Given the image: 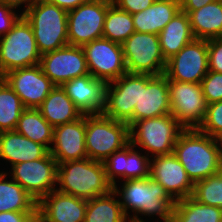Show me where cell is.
I'll use <instances>...</instances> for the list:
<instances>
[{"instance_id": "6da1fadb", "label": "cell", "mask_w": 222, "mask_h": 222, "mask_svg": "<svg viewBox=\"0 0 222 222\" xmlns=\"http://www.w3.org/2000/svg\"><path fill=\"white\" fill-rule=\"evenodd\" d=\"M173 154L193 183L222 170V151L218 140L197 128L184 129L180 133Z\"/></svg>"}, {"instance_id": "7a4b0ae2", "label": "cell", "mask_w": 222, "mask_h": 222, "mask_svg": "<svg viewBox=\"0 0 222 222\" xmlns=\"http://www.w3.org/2000/svg\"><path fill=\"white\" fill-rule=\"evenodd\" d=\"M122 190V191H121ZM113 191L120 195L122 210L127 218L129 209L134 212L130 222H145L138 214L159 216L164 222H171L175 200L168 192L150 176L146 178L124 180L121 189L113 186ZM136 213V214H135Z\"/></svg>"}, {"instance_id": "3957f363", "label": "cell", "mask_w": 222, "mask_h": 222, "mask_svg": "<svg viewBox=\"0 0 222 222\" xmlns=\"http://www.w3.org/2000/svg\"><path fill=\"white\" fill-rule=\"evenodd\" d=\"M57 191L86 200L106 195L113 190L108 181L103 162L90 158L59 163Z\"/></svg>"}, {"instance_id": "277c9868", "label": "cell", "mask_w": 222, "mask_h": 222, "mask_svg": "<svg viewBox=\"0 0 222 222\" xmlns=\"http://www.w3.org/2000/svg\"><path fill=\"white\" fill-rule=\"evenodd\" d=\"M30 23L41 55L69 44L68 12L47 0L34 2L23 14Z\"/></svg>"}, {"instance_id": "5b68a950", "label": "cell", "mask_w": 222, "mask_h": 222, "mask_svg": "<svg viewBox=\"0 0 222 222\" xmlns=\"http://www.w3.org/2000/svg\"><path fill=\"white\" fill-rule=\"evenodd\" d=\"M127 123L102 114L86 115L85 143L87 157L103 162L130 142Z\"/></svg>"}, {"instance_id": "8992f818", "label": "cell", "mask_w": 222, "mask_h": 222, "mask_svg": "<svg viewBox=\"0 0 222 222\" xmlns=\"http://www.w3.org/2000/svg\"><path fill=\"white\" fill-rule=\"evenodd\" d=\"M40 58L33 29L22 15L12 29L0 37V78L12 70L38 65Z\"/></svg>"}, {"instance_id": "52a82bcc", "label": "cell", "mask_w": 222, "mask_h": 222, "mask_svg": "<svg viewBox=\"0 0 222 222\" xmlns=\"http://www.w3.org/2000/svg\"><path fill=\"white\" fill-rule=\"evenodd\" d=\"M129 129L130 143L135 148L138 145L143 147L153 157L172 154L175 143L185 128L171 114H166L135 121Z\"/></svg>"}, {"instance_id": "ba28073f", "label": "cell", "mask_w": 222, "mask_h": 222, "mask_svg": "<svg viewBox=\"0 0 222 222\" xmlns=\"http://www.w3.org/2000/svg\"><path fill=\"white\" fill-rule=\"evenodd\" d=\"M122 48L127 72L153 76L164 74L167 61L158 35L134 32L122 43Z\"/></svg>"}, {"instance_id": "9c48e42d", "label": "cell", "mask_w": 222, "mask_h": 222, "mask_svg": "<svg viewBox=\"0 0 222 222\" xmlns=\"http://www.w3.org/2000/svg\"><path fill=\"white\" fill-rule=\"evenodd\" d=\"M112 0H89L68 11L67 32L69 45L83 47L101 38L107 9Z\"/></svg>"}, {"instance_id": "30bf717a", "label": "cell", "mask_w": 222, "mask_h": 222, "mask_svg": "<svg viewBox=\"0 0 222 222\" xmlns=\"http://www.w3.org/2000/svg\"><path fill=\"white\" fill-rule=\"evenodd\" d=\"M171 115L185 128H198L205 117L207 102L199 83L168 79Z\"/></svg>"}, {"instance_id": "8fae6325", "label": "cell", "mask_w": 222, "mask_h": 222, "mask_svg": "<svg viewBox=\"0 0 222 222\" xmlns=\"http://www.w3.org/2000/svg\"><path fill=\"white\" fill-rule=\"evenodd\" d=\"M82 48L89 74L94 78L109 83L127 72L122 44L101 37Z\"/></svg>"}, {"instance_id": "7c38bea8", "label": "cell", "mask_w": 222, "mask_h": 222, "mask_svg": "<svg viewBox=\"0 0 222 222\" xmlns=\"http://www.w3.org/2000/svg\"><path fill=\"white\" fill-rule=\"evenodd\" d=\"M57 161L50 152L43 158L12 166L13 180L19 183L37 202L55 190Z\"/></svg>"}, {"instance_id": "4fadbf2b", "label": "cell", "mask_w": 222, "mask_h": 222, "mask_svg": "<svg viewBox=\"0 0 222 222\" xmlns=\"http://www.w3.org/2000/svg\"><path fill=\"white\" fill-rule=\"evenodd\" d=\"M208 71L207 40L194 39L167 60L164 75L170 80L200 84Z\"/></svg>"}, {"instance_id": "5bb4252c", "label": "cell", "mask_w": 222, "mask_h": 222, "mask_svg": "<svg viewBox=\"0 0 222 222\" xmlns=\"http://www.w3.org/2000/svg\"><path fill=\"white\" fill-rule=\"evenodd\" d=\"M140 96V74L126 72L109 82L106 89V108L103 114L113 120L133 124V110Z\"/></svg>"}, {"instance_id": "9a60e30c", "label": "cell", "mask_w": 222, "mask_h": 222, "mask_svg": "<svg viewBox=\"0 0 222 222\" xmlns=\"http://www.w3.org/2000/svg\"><path fill=\"white\" fill-rule=\"evenodd\" d=\"M39 65L43 73L56 85L89 74L82 47L66 45L41 55Z\"/></svg>"}, {"instance_id": "2e32d148", "label": "cell", "mask_w": 222, "mask_h": 222, "mask_svg": "<svg viewBox=\"0 0 222 222\" xmlns=\"http://www.w3.org/2000/svg\"><path fill=\"white\" fill-rule=\"evenodd\" d=\"M2 78L20 97L25 108H38L56 86L39 64L12 70Z\"/></svg>"}, {"instance_id": "e0dca14e", "label": "cell", "mask_w": 222, "mask_h": 222, "mask_svg": "<svg viewBox=\"0 0 222 222\" xmlns=\"http://www.w3.org/2000/svg\"><path fill=\"white\" fill-rule=\"evenodd\" d=\"M166 114H171L167 77L140 74V96L133 110V123Z\"/></svg>"}, {"instance_id": "ac0fdd59", "label": "cell", "mask_w": 222, "mask_h": 222, "mask_svg": "<svg viewBox=\"0 0 222 222\" xmlns=\"http://www.w3.org/2000/svg\"><path fill=\"white\" fill-rule=\"evenodd\" d=\"M150 177L175 201L192 196L194 183L173 153L154 156L150 161Z\"/></svg>"}, {"instance_id": "d6986e66", "label": "cell", "mask_w": 222, "mask_h": 222, "mask_svg": "<svg viewBox=\"0 0 222 222\" xmlns=\"http://www.w3.org/2000/svg\"><path fill=\"white\" fill-rule=\"evenodd\" d=\"M107 84L87 74L71 79L61 87L82 115H90L102 114L105 110Z\"/></svg>"}, {"instance_id": "ffe728a7", "label": "cell", "mask_w": 222, "mask_h": 222, "mask_svg": "<svg viewBox=\"0 0 222 222\" xmlns=\"http://www.w3.org/2000/svg\"><path fill=\"white\" fill-rule=\"evenodd\" d=\"M85 131L86 115L76 121L54 127L50 154L58 164L87 158Z\"/></svg>"}, {"instance_id": "44dd1931", "label": "cell", "mask_w": 222, "mask_h": 222, "mask_svg": "<svg viewBox=\"0 0 222 222\" xmlns=\"http://www.w3.org/2000/svg\"><path fill=\"white\" fill-rule=\"evenodd\" d=\"M87 200L56 189L37 204L39 222H84Z\"/></svg>"}, {"instance_id": "7402d4cb", "label": "cell", "mask_w": 222, "mask_h": 222, "mask_svg": "<svg viewBox=\"0 0 222 222\" xmlns=\"http://www.w3.org/2000/svg\"><path fill=\"white\" fill-rule=\"evenodd\" d=\"M129 142L121 150L114 152L104 161L108 181L114 186L115 178L120 176L123 180H134L150 176L149 155H141Z\"/></svg>"}, {"instance_id": "603a6c76", "label": "cell", "mask_w": 222, "mask_h": 222, "mask_svg": "<svg viewBox=\"0 0 222 222\" xmlns=\"http://www.w3.org/2000/svg\"><path fill=\"white\" fill-rule=\"evenodd\" d=\"M50 150L39 143L13 131L0 132V158L11 166L45 157Z\"/></svg>"}, {"instance_id": "cb8c5ba5", "label": "cell", "mask_w": 222, "mask_h": 222, "mask_svg": "<svg viewBox=\"0 0 222 222\" xmlns=\"http://www.w3.org/2000/svg\"><path fill=\"white\" fill-rule=\"evenodd\" d=\"M180 10V0H155L146 10L132 15L135 32L158 35Z\"/></svg>"}, {"instance_id": "d4e9b609", "label": "cell", "mask_w": 222, "mask_h": 222, "mask_svg": "<svg viewBox=\"0 0 222 222\" xmlns=\"http://www.w3.org/2000/svg\"><path fill=\"white\" fill-rule=\"evenodd\" d=\"M158 36L162 54L167 61L195 39L188 14L182 10L177 12Z\"/></svg>"}, {"instance_id": "484cf974", "label": "cell", "mask_w": 222, "mask_h": 222, "mask_svg": "<svg viewBox=\"0 0 222 222\" xmlns=\"http://www.w3.org/2000/svg\"><path fill=\"white\" fill-rule=\"evenodd\" d=\"M38 109L53 127L76 121L82 116L61 86H55Z\"/></svg>"}, {"instance_id": "4316f807", "label": "cell", "mask_w": 222, "mask_h": 222, "mask_svg": "<svg viewBox=\"0 0 222 222\" xmlns=\"http://www.w3.org/2000/svg\"><path fill=\"white\" fill-rule=\"evenodd\" d=\"M186 13L195 39L209 40L222 37V0H216Z\"/></svg>"}, {"instance_id": "83f0119b", "label": "cell", "mask_w": 222, "mask_h": 222, "mask_svg": "<svg viewBox=\"0 0 222 222\" xmlns=\"http://www.w3.org/2000/svg\"><path fill=\"white\" fill-rule=\"evenodd\" d=\"M7 173H0V213L37 212L38 202L15 180L5 181Z\"/></svg>"}, {"instance_id": "f1b7e54d", "label": "cell", "mask_w": 222, "mask_h": 222, "mask_svg": "<svg viewBox=\"0 0 222 222\" xmlns=\"http://www.w3.org/2000/svg\"><path fill=\"white\" fill-rule=\"evenodd\" d=\"M171 222H222V208L202 204L190 196L175 202Z\"/></svg>"}, {"instance_id": "f546056e", "label": "cell", "mask_w": 222, "mask_h": 222, "mask_svg": "<svg viewBox=\"0 0 222 222\" xmlns=\"http://www.w3.org/2000/svg\"><path fill=\"white\" fill-rule=\"evenodd\" d=\"M53 130L38 108H25L21 113L15 131L50 150ZM50 144V145H49Z\"/></svg>"}, {"instance_id": "4dcf8cb0", "label": "cell", "mask_w": 222, "mask_h": 222, "mask_svg": "<svg viewBox=\"0 0 222 222\" xmlns=\"http://www.w3.org/2000/svg\"><path fill=\"white\" fill-rule=\"evenodd\" d=\"M113 190L102 196L87 200L84 222H130L125 216L120 200ZM114 197V198H113Z\"/></svg>"}, {"instance_id": "1f68e13d", "label": "cell", "mask_w": 222, "mask_h": 222, "mask_svg": "<svg viewBox=\"0 0 222 222\" xmlns=\"http://www.w3.org/2000/svg\"><path fill=\"white\" fill-rule=\"evenodd\" d=\"M134 32L132 15L112 3L107 9L102 37L122 44Z\"/></svg>"}, {"instance_id": "d6a6232c", "label": "cell", "mask_w": 222, "mask_h": 222, "mask_svg": "<svg viewBox=\"0 0 222 222\" xmlns=\"http://www.w3.org/2000/svg\"><path fill=\"white\" fill-rule=\"evenodd\" d=\"M24 109L20 97L0 78V132L15 130Z\"/></svg>"}, {"instance_id": "836d02e7", "label": "cell", "mask_w": 222, "mask_h": 222, "mask_svg": "<svg viewBox=\"0 0 222 222\" xmlns=\"http://www.w3.org/2000/svg\"><path fill=\"white\" fill-rule=\"evenodd\" d=\"M192 197L202 204L222 208V170L195 182Z\"/></svg>"}, {"instance_id": "e575fe53", "label": "cell", "mask_w": 222, "mask_h": 222, "mask_svg": "<svg viewBox=\"0 0 222 222\" xmlns=\"http://www.w3.org/2000/svg\"><path fill=\"white\" fill-rule=\"evenodd\" d=\"M197 129L216 139L222 134V101L207 104L204 120Z\"/></svg>"}, {"instance_id": "d590c367", "label": "cell", "mask_w": 222, "mask_h": 222, "mask_svg": "<svg viewBox=\"0 0 222 222\" xmlns=\"http://www.w3.org/2000/svg\"><path fill=\"white\" fill-rule=\"evenodd\" d=\"M200 85L207 104L222 101V73L208 71Z\"/></svg>"}, {"instance_id": "8d00e7d4", "label": "cell", "mask_w": 222, "mask_h": 222, "mask_svg": "<svg viewBox=\"0 0 222 222\" xmlns=\"http://www.w3.org/2000/svg\"><path fill=\"white\" fill-rule=\"evenodd\" d=\"M209 71L222 73V37L207 40Z\"/></svg>"}, {"instance_id": "74e56055", "label": "cell", "mask_w": 222, "mask_h": 222, "mask_svg": "<svg viewBox=\"0 0 222 222\" xmlns=\"http://www.w3.org/2000/svg\"><path fill=\"white\" fill-rule=\"evenodd\" d=\"M14 9L0 2V37L9 32L22 14L17 15Z\"/></svg>"}, {"instance_id": "f35d334b", "label": "cell", "mask_w": 222, "mask_h": 222, "mask_svg": "<svg viewBox=\"0 0 222 222\" xmlns=\"http://www.w3.org/2000/svg\"><path fill=\"white\" fill-rule=\"evenodd\" d=\"M155 0H112L121 10H124L131 15L146 10Z\"/></svg>"}, {"instance_id": "ab89813d", "label": "cell", "mask_w": 222, "mask_h": 222, "mask_svg": "<svg viewBox=\"0 0 222 222\" xmlns=\"http://www.w3.org/2000/svg\"><path fill=\"white\" fill-rule=\"evenodd\" d=\"M37 217V212H1L0 222H31Z\"/></svg>"}, {"instance_id": "60d3db41", "label": "cell", "mask_w": 222, "mask_h": 222, "mask_svg": "<svg viewBox=\"0 0 222 222\" xmlns=\"http://www.w3.org/2000/svg\"><path fill=\"white\" fill-rule=\"evenodd\" d=\"M214 1L216 0H180V9L184 12H192Z\"/></svg>"}, {"instance_id": "b9f144b4", "label": "cell", "mask_w": 222, "mask_h": 222, "mask_svg": "<svg viewBox=\"0 0 222 222\" xmlns=\"http://www.w3.org/2000/svg\"><path fill=\"white\" fill-rule=\"evenodd\" d=\"M49 3L55 4L65 11H71L77 8L81 4L88 2L89 0H47Z\"/></svg>"}, {"instance_id": "7bdbcfd3", "label": "cell", "mask_w": 222, "mask_h": 222, "mask_svg": "<svg viewBox=\"0 0 222 222\" xmlns=\"http://www.w3.org/2000/svg\"><path fill=\"white\" fill-rule=\"evenodd\" d=\"M38 0H0L1 3H3L4 5L15 9L18 6H20L21 4L25 3L26 4V9L23 11V13H21L22 15L29 9V7L34 3L37 2Z\"/></svg>"}, {"instance_id": "ee69618b", "label": "cell", "mask_w": 222, "mask_h": 222, "mask_svg": "<svg viewBox=\"0 0 222 222\" xmlns=\"http://www.w3.org/2000/svg\"><path fill=\"white\" fill-rule=\"evenodd\" d=\"M219 146L221 147V151H222V134L217 138Z\"/></svg>"}, {"instance_id": "f6af8a7d", "label": "cell", "mask_w": 222, "mask_h": 222, "mask_svg": "<svg viewBox=\"0 0 222 222\" xmlns=\"http://www.w3.org/2000/svg\"><path fill=\"white\" fill-rule=\"evenodd\" d=\"M31 222H39V221H38V218L36 217Z\"/></svg>"}]
</instances>
